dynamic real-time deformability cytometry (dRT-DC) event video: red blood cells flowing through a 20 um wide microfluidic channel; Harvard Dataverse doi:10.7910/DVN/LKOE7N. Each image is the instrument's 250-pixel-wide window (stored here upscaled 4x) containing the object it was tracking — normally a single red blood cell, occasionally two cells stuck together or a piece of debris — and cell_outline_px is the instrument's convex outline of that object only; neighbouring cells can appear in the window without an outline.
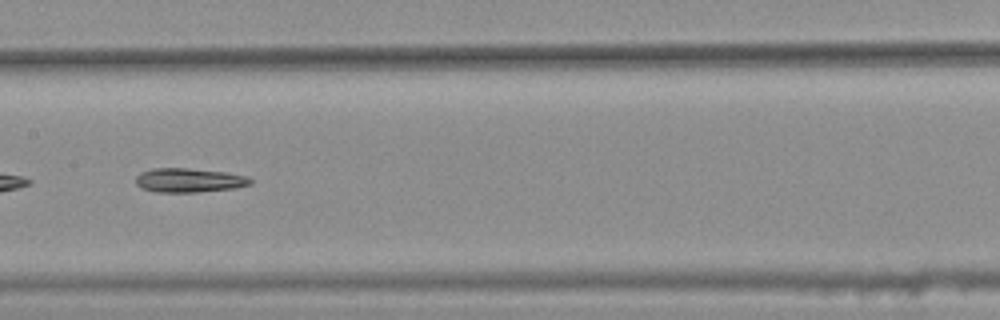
{"species": "common noctule bat (a hibernating species)", "species_latin": "Nyctalus noctula", "temperature_condition": "warm", "stored_images_in_passage": 33, "camera_frame_rate_fps": 3000, "um_per_image_px": 0.085, "animal": {"sex": "female", "body_mass_g": 25.1}, "frame": {"image": 1, "passage_image": 15, "time_ms": 4.667, "image_size_px": [1000, 320], "cell_outline_px": [[252, 184], [236, 188], [196, 192], [156, 192], [140, 188], [136, 184], [136, 176], [140, 172], [152, 168], [188, 168], [224, 172], [248, 176], [252, 180]], "centroid_in_image_um": [16.06, 15.32], "position_along_channel_um": 191.3, "area_um2": 16.24}}
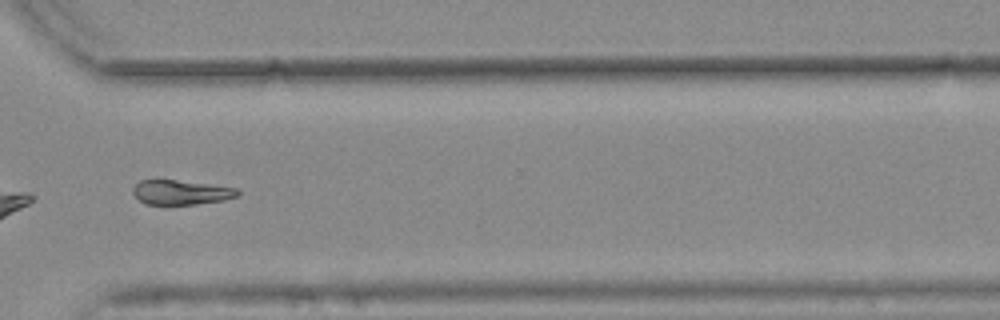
{"frame": {"image": 2, "passage_image": 28, "time_ms": 9.0, "image_size_px": [1000, 320], "cell_outline_px": [[240, 192], [236, 196], [224, 200], [196, 204], [144, 204], [132, 192], [132, 188], [140, 180], [156, 176], [236, 188]], "centroid_in_image_um": [15.3, 16.29], "position_along_channel_um": 355.3, "area_um2": 15.55}}